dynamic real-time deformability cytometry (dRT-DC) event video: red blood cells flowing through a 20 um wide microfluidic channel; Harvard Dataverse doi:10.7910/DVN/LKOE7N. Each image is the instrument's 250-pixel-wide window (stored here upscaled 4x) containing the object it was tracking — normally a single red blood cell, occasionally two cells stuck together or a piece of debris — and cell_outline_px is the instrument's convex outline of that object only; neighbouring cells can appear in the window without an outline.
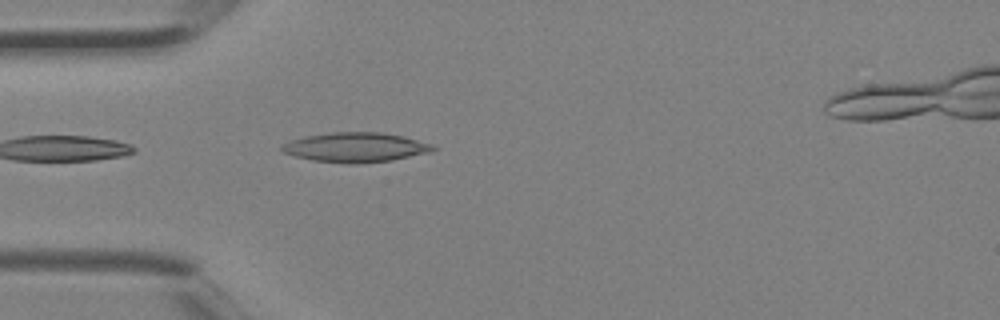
{"species": "Egyptian fruit bat (a non-hibernating species)", "species_latin": "Rousettus aegyptiacus", "temperature_condition": "room temperature", "stored_images_in_passage": 5, "camera_frame_rate_fps": 3000, "um_per_image_px": 0.085, "animal": {"sex": "female"}, "frame": {"image": 1, "passage_image": 4, "time_ms": 1.0, "image_size_px": [1000, 320], "cell_outline_px": [[436, 148], [432, 152], [392, 160], [352, 164], [348, 164], [312, 160], [296, 156], [284, 152], [280, 148], [280, 144], [288, 140], [304, 136], [332, 132], [380, 132], [404, 136], [432, 144]], "centroid_in_image_um": [30.2, 12.52], "position_along_channel_um": 54.8, "area_um2": 26.24}}